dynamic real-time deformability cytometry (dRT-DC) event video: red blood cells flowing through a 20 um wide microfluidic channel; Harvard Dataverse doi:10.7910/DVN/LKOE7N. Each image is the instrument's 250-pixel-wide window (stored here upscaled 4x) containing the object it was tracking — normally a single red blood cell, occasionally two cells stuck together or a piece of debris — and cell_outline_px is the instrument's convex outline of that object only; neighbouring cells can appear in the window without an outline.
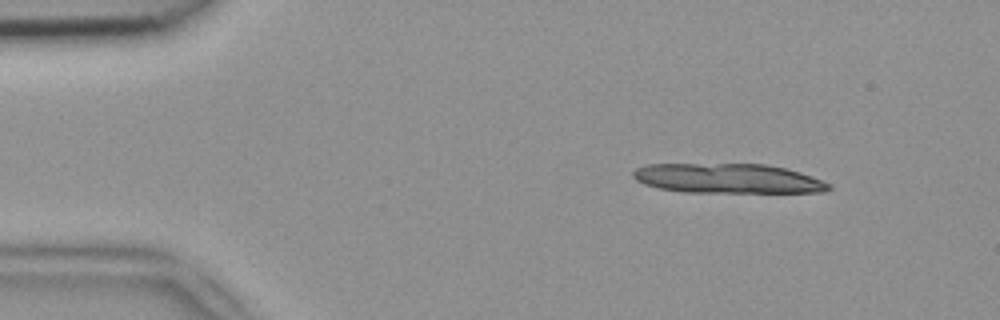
{"species": "common noctule bat (a hibernating species)", "species_latin": "Nyctalus noctula", "temperature_condition": "room temperature", "stored_images_in_passage": 12, "camera_frame_rate_fps": 3000, "um_per_image_px": 0.085, "animal": {"sex": "female", "body_mass_g": 18.4}, "frame": {"image": 1, "passage_image": 5, "time_ms": 1.333, "image_size_px": [1000, 320], "cell_outline_px": [[832, 188], [824, 192], [684, 192], [656, 188], [644, 184], [636, 180], [632, 176], [632, 172], [636, 168], [648, 164], [768, 164], [800, 172], [812, 176], [832, 184]], "centroid_in_image_um": [61.86, 15.17], "position_along_channel_um": 23.1, "area_um2": 33.99}}